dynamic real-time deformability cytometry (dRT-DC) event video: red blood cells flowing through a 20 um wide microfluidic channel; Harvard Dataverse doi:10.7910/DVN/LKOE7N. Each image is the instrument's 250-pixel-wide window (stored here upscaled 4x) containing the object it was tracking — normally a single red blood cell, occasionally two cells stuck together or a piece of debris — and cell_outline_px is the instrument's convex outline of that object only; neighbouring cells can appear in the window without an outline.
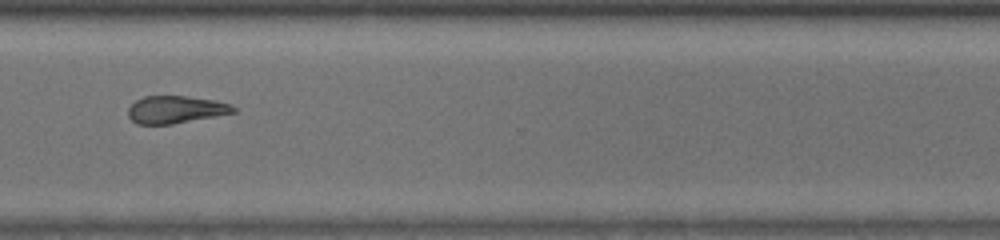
{"species": "common noctule bat (a hibernating species)", "species_latin": "Nyctalus noctula", "temperature_condition": "room temperature", "stored_images_in_passage": 40, "camera_frame_rate_fps": 3000, "um_per_image_px": 0.085, "animal": {"sex": "male", "body_mass_g": 13.0, "forearm_length_mm": 53.1}, "frame": {"image": 1, "passage_image": 29, "time_ms": 9.333, "image_size_px": [1000, 240], "cell_outline_px": [[236, 112], [172, 124], [136, 124], [128, 116], [128, 108], [136, 100], [144, 96], [188, 96], [216, 100], [232, 104], [236, 108]], "centroid_in_image_um": [14.94, 9.3], "position_along_channel_um": 355.7, "area_um2": 16.88}, "authors_computed_cell_mechanics": {"area_um2": 17.8024, "velocity_mm_per_s": 3.976, "shape_relaxation_time_tau1_ms": 3.7895, "shape_relaxation_time_tau2_ms": 8.6325, "deformation_change_tau1": 0.1532, "deformation_change_tau2": 0.1789}}